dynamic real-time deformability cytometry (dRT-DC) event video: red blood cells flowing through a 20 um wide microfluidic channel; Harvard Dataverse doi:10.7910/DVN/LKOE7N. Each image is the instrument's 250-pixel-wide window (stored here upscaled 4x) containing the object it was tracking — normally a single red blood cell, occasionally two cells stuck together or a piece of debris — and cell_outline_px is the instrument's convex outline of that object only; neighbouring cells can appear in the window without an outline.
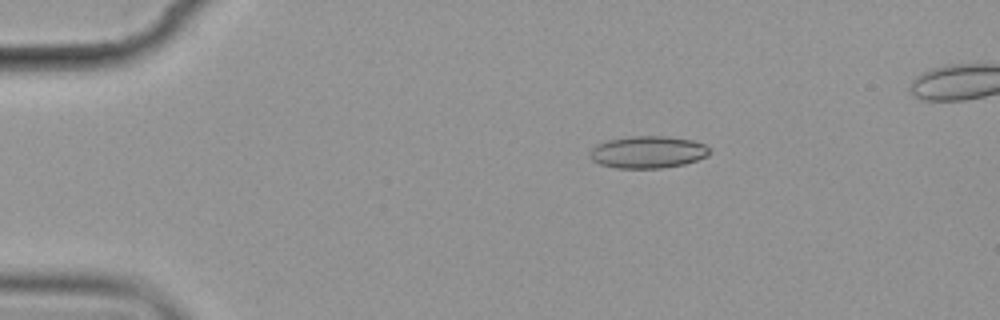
{"species": "common noctule bat (a hibernating species)", "species_latin": "Nyctalus noctula", "temperature_condition": "cold", "stored_images_in_passage": 6, "camera_frame_rate_fps": 3000, "um_per_image_px": 0.085, "animal": {"sex": "female", "body_mass_g": 19.9}, "frame": {"image": 1, "passage_image": 3, "time_ms": 2.333, "image_size_px": [1000, 320], "cell_outline_px": [[708, 156], [684, 164], [660, 168], [616, 168], [600, 164], [592, 160], [588, 156], [592, 148], [596, 144], [608, 140], [632, 136], [668, 136], [692, 140], [704, 144], [708, 148]], "centroid_in_image_um": [55.03, 12.92], "position_along_channel_um": 30.0, "area_um2": 22.37}}
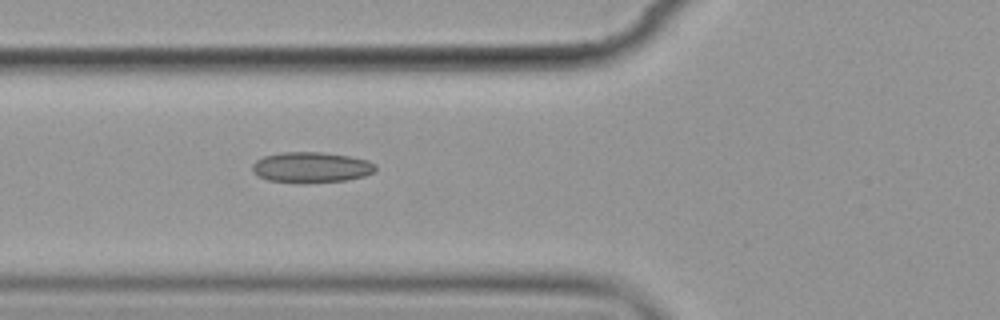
{"frame": {"image": 2, "passage_image": 6, "time_ms": 6.0, "image_size_px": [1000, 320], "cell_outline_px": [[376, 168], [372, 172], [364, 176], [344, 180], [304, 184], [268, 180], [252, 172], [252, 164], [256, 160], [264, 156], [280, 152], [324, 152], [348, 156], [368, 160], [376, 164]], "centroid_in_image_um": [26.43, 14.22], "position_along_channel_um": 99.4, "area_um2": 22.14}}